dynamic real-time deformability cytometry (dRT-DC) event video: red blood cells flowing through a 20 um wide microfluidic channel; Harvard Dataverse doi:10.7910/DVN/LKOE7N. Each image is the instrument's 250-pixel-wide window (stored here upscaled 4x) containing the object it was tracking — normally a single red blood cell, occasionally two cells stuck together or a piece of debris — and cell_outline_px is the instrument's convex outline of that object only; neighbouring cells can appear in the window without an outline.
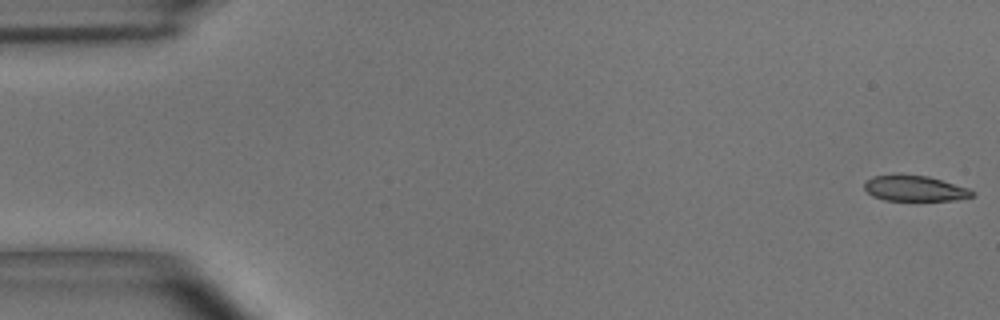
{"species": "common noctule bat (a hibernating species)", "species_latin": "Nyctalus noctula", "temperature_condition": "room temperature", "stored_images_in_passage": 9, "camera_frame_rate_fps": 3000, "um_per_image_px": 0.085, "animal": {"sex": "male", "body_mass_g": 15.6}, "frame": {"image": 1, "passage_image": 1, "time_ms": 0.0, "image_size_px": [1000, 320], "cell_outline_px": [[976, 196], [956, 200], [884, 200], [872, 196], [864, 188], [864, 184], [872, 176], [928, 176], [968, 188], [976, 192]], "centroid_in_image_um": [77.81, 16.04], "position_along_channel_um": 7.2, "area_um2": 15.72}}